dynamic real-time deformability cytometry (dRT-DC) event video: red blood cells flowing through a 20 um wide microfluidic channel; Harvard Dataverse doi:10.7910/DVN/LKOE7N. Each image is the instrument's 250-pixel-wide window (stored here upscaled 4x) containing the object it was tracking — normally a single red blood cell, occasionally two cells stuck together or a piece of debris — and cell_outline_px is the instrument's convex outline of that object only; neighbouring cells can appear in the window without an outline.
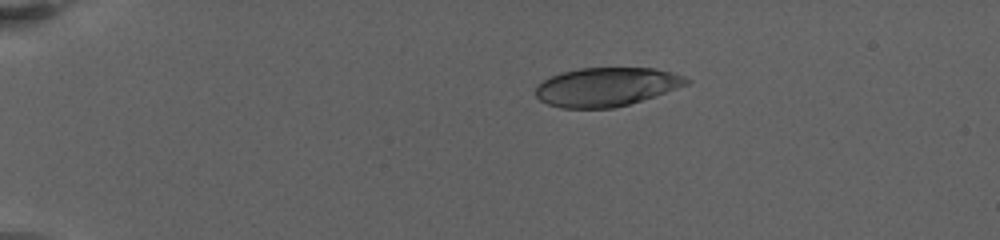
{"species": "human", "species_latin": "Homo sapiens", "temperature_condition": "warm", "stored_images_in_passage": 64, "camera_frame_rate_fps": 3000, "um_per_image_px": 0.085, "donor": {"sex": "female"}, "frame": {"image": 1, "passage_image": 1, "time_ms": 0.0, "image_size_px": [1000, 240], "cell_outline_px": [[692, 80], [688, 84], [628, 104], [612, 108], [560, 108], [548, 104], [540, 100], [536, 96], [536, 88], [544, 80], [552, 76], [564, 72], [580, 68], [652, 68], [684, 76]], "centroid_in_image_um": [51.52, 7.39], "position_along_channel_um": 33.5, "area_um2": 33.47}}
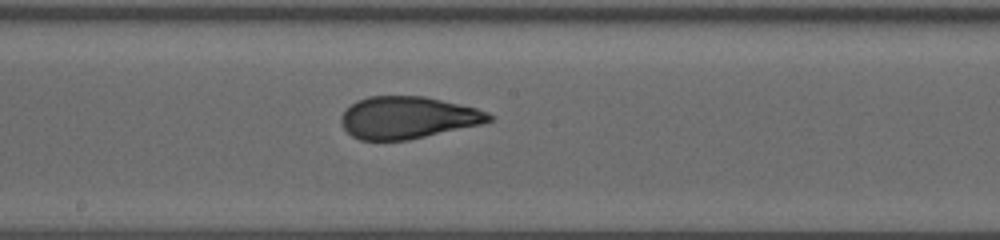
{"frame": {"image": 2, "passage_image": 28, "time_ms": 8.0, "image_size_px": [1000, 240], "cell_outline_px": [[492, 120], [480, 124], [408, 140], [360, 140], [352, 136], [340, 124], [340, 116], [356, 100], [368, 96], [424, 96], [476, 108], [488, 112], [492, 116]], "centroid_in_image_um": [34.62, 9.99], "position_along_channel_um": 213.6, "area_um2": 36.07}}
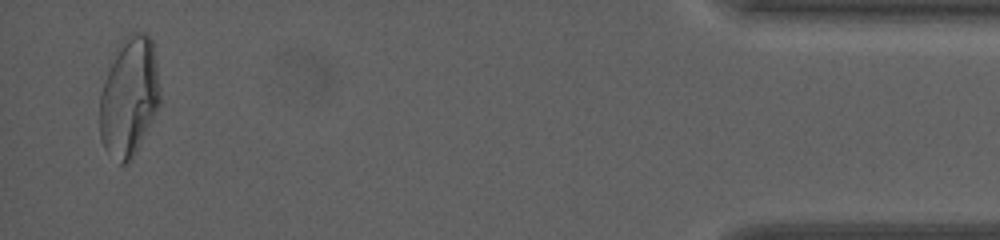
{"frame": {"image": 3, "passage_image": 61, "time_ms": 16.667, "image_size_px": [1000, 240], "cell_outline_px": [[160, 104], [140, 144], [128, 164], [120, 164], [104, 148], [100, 140], [100, 96], [108, 72], [124, 36], [128, 32], [144, 32], [152, 40], [156, 64], [160, 92]], "centroid_in_image_um": [10.99, 8.25], "position_along_channel_um": 424.2, "area_um2": 41.33}, "authors_computed_cell_mechanics": {"area_um2": 36.7608, "velocity_mm_per_s": 3.2305, "shape_relaxation_time_tau1_ms": 9.7839, "shape_relaxation_time_tau2_ms": 1.0527, "deformation_change_tau1": 0.2857, "deformation_change_tau2": 0.0842}}